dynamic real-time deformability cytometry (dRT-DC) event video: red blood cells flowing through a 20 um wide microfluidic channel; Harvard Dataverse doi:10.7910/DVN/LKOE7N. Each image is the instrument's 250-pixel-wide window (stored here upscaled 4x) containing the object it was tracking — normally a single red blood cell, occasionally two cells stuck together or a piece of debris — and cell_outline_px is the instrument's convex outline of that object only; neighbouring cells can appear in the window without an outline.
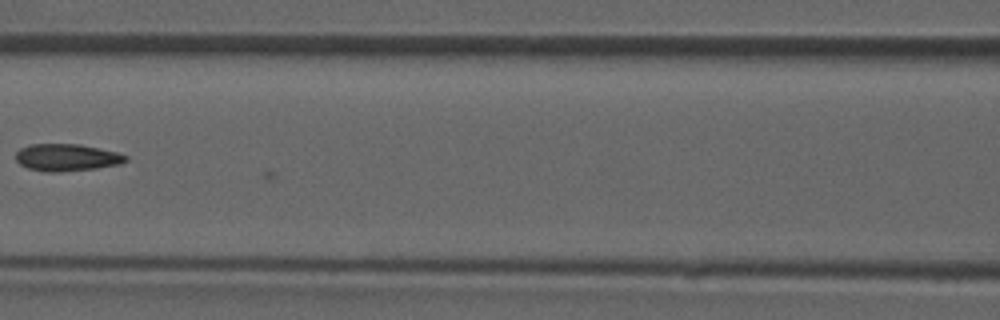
{"species": "common noctule bat (a hibernating species)", "species_latin": "Nyctalus noctula", "temperature_condition": "room temperature", "stored_images_in_passage": 23, "camera_frame_rate_fps": 3000, "um_per_image_px": 0.085, "animal": {"sex": "male", "forearm_length_mm": 52.5}, "frame": {"image": 1, "passage_image": 22, "time_ms": 7.0, "image_size_px": [1000, 320], "cell_outline_px": [[128, 160], [120, 164], [96, 168], [56, 172], [44, 172], [28, 168], [20, 164], [16, 160], [16, 152], [20, 148], [32, 144], [80, 144], [100, 148], [116, 152], [128, 156]], "centroid_in_image_um": [5.67, 13.38], "position_along_channel_um": 160.9, "area_um2": 17.4}}